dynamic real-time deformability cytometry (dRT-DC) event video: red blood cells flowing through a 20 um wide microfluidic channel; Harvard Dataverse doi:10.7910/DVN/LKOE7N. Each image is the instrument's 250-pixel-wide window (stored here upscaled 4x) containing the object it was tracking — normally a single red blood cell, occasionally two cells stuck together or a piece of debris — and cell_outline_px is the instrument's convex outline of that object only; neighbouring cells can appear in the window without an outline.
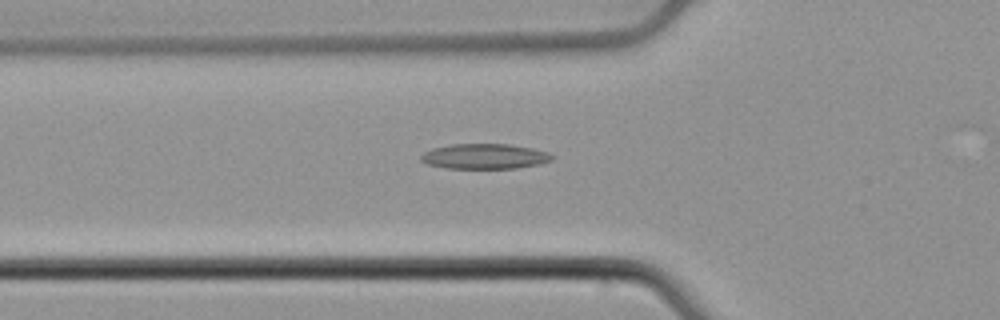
{"species": "common noctule bat (a hibernating species)", "species_latin": "Nyctalus noctula", "temperature_condition": "cold", "stored_images_in_passage": 34, "camera_frame_rate_fps": 3000, "um_per_image_px": 0.085, "animal": {"sex": "male", "body_mass_g": 21.5, "forearm_length_mm": 52.0}, "frame": {"image": 1, "passage_image": 2, "time_ms": 0.333, "image_size_px": [1000, 320], "cell_outline_px": [[556, 156], [552, 160], [540, 164], [516, 168], [448, 168], [428, 164], [420, 160], [420, 156], [424, 152], [432, 148], [452, 144], [508, 144], [532, 148], [548, 152]], "centroid_in_image_um": [41.22, 13.28], "position_along_channel_um": 84.6, "area_um2": 19.25}}
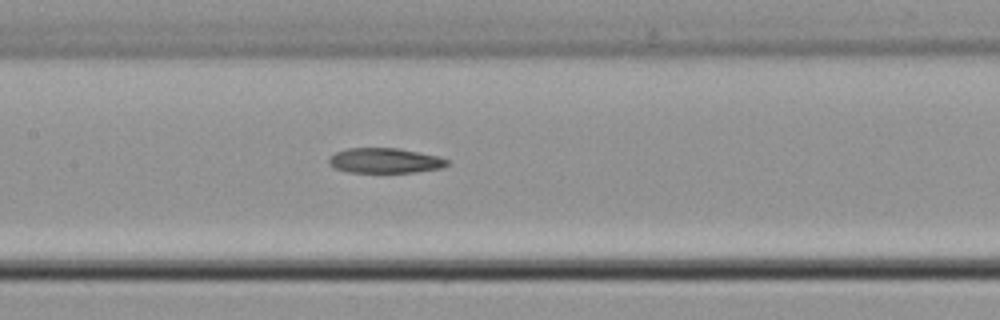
{"frame": {"image": 2, "passage_image": 9, "time_ms": 2.667, "image_size_px": [1000, 320], "cell_outline_px": [[448, 164], [440, 168], [416, 172], [348, 172], [336, 168], [328, 164], [328, 160], [336, 152], [348, 148], [396, 148], [440, 156], [448, 160]], "centroid_in_image_um": [32.72, 13.65], "position_along_channel_um": 174.7, "area_um2": 17.11}}
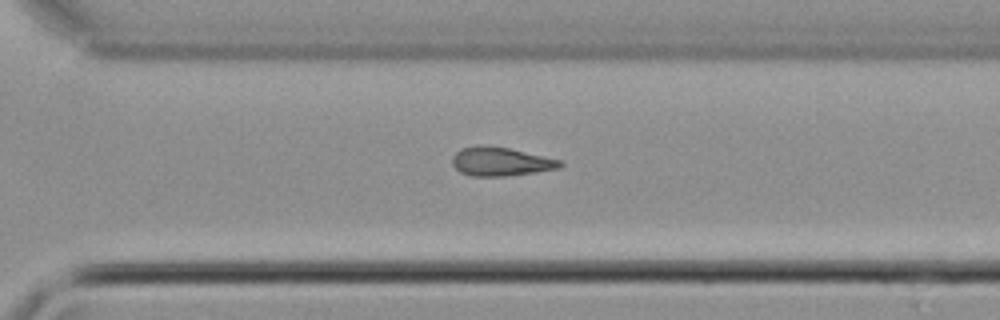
{"frame": {"image": 3, "passage_image": 21, "time_ms": 6.667, "image_size_px": [1000, 320], "cell_outline_px": [[564, 164], [560, 168], [536, 172], [508, 176], [472, 176], [460, 172], [452, 164], [452, 156], [460, 148], [480, 144], [484, 144], [508, 148], [564, 160]], "centroid_in_image_um": [42.57, 13.72], "position_along_channel_um": 328.0, "area_um2": 18.38}}